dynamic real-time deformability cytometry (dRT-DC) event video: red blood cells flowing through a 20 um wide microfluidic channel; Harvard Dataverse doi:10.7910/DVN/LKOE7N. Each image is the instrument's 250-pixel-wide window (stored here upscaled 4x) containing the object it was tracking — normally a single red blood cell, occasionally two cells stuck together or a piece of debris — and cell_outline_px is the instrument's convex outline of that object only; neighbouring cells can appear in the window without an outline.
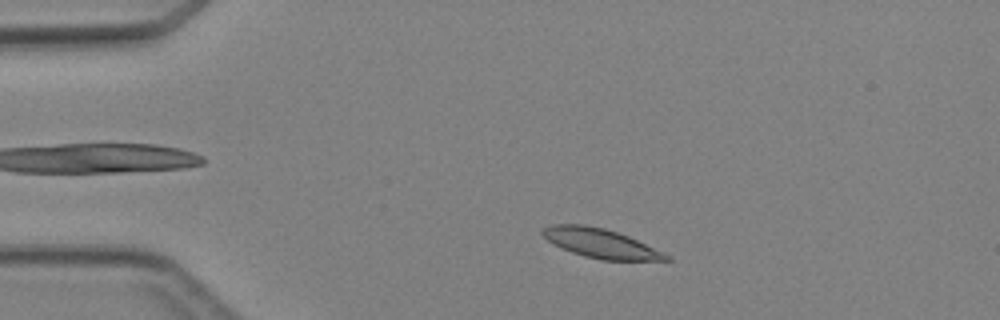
{"species": "Egyptian fruit bat (a non-hibernating species)", "species_latin": "Rousettus aegyptiacus", "temperature_condition": "cold", "stored_images_in_passage": 5, "camera_frame_rate_fps": 3000, "um_per_image_px": 0.085, "animal": {"sex": "female"}, "frame": {"image": 1, "passage_image": 4, "time_ms": 4.667, "image_size_px": [1000, 320], "cell_outline_px": [[672, 260], [600, 260], [584, 256], [572, 252], [548, 240], [540, 232], [544, 228], [552, 224], [584, 224], [604, 228], [628, 236], [664, 252], [672, 256]], "centroid_in_image_um": [51.09, 20.68], "position_along_channel_um": 33.9, "area_um2": 20.87}}